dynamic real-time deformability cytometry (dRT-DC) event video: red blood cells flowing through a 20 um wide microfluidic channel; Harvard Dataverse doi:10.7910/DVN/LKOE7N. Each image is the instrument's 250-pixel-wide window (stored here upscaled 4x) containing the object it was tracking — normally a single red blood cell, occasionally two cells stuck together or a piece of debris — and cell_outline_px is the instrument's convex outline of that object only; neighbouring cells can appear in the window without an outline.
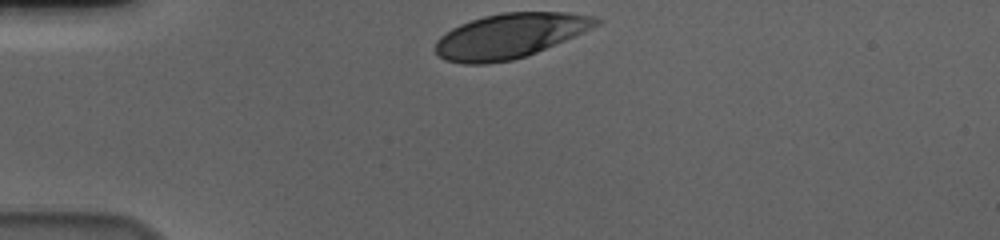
{"species": "human", "species_latin": "Homo sapiens", "temperature_condition": "cold", "stored_images_in_passage": 33, "camera_frame_rate_fps": 3000, "um_per_image_px": 0.085, "donor": {"sex": "male"}, "frame": {"image": 1, "passage_image": 1, "time_ms": 0.0, "image_size_px": [1000, 240], "cell_outline_px": [[600, 24], [592, 28], [528, 56], [512, 60], [488, 64], [464, 64], [444, 60], [436, 52], [436, 40], [440, 36], [452, 28], [460, 24], [484, 16], [504, 12], [564, 12], [596, 16], [600, 20]], "centroid_in_image_um": [43.33, 3.05], "position_along_channel_um": 41.7, "area_um2": 41.85}}
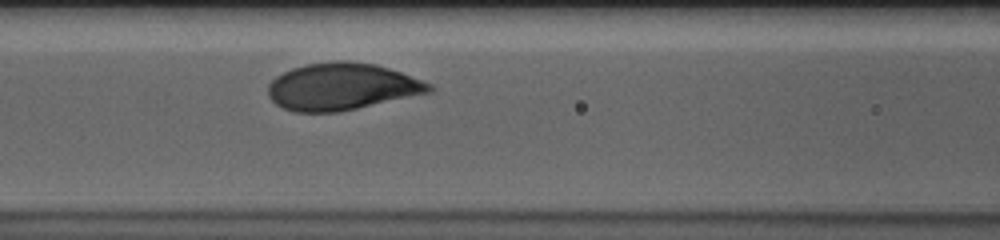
{"frame": {"image": 2, "passage_image": 12, "time_ms": 3.667, "image_size_px": [1000, 240], "cell_outline_px": [[436, 88], [432, 92], [340, 112], [292, 112], [276, 104], [268, 96], [268, 84], [276, 76], [292, 68], [304, 64], [336, 60], [348, 60], [376, 64], [400, 72], [432, 84]], "centroid_in_image_um": [29.06, 7.36], "position_along_channel_um": 137.5, "area_um2": 44.45}}
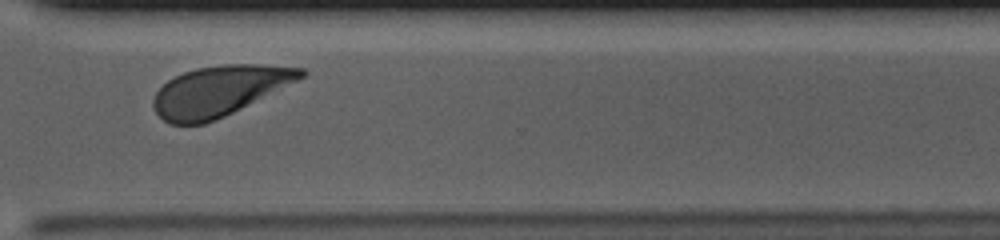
{"frame": {"image": 3, "passage_image": 30, "time_ms": 9.667, "image_size_px": [1000, 240], "cell_outline_px": [[308, 72], [304, 76], [224, 116], [204, 124], [168, 124], [156, 112], [152, 104], [152, 100], [156, 92], [168, 80], [184, 72], [196, 68], [220, 64], [260, 64], [304, 68]], "centroid_in_image_um": [18.59, 7.71], "position_along_channel_um": 352.0, "area_um2": 42.54}, "authors_computed_cell_mechanics": {"area_um2": 43.5812, "velocity_mm_per_s": 3.5721, "shape_relaxation_time_tau1_ms": 2.3837, "shape_relaxation_time_tau2_ms": null, "deformation_change_tau1": 0.1662, "deformation_change_tau2": null}}